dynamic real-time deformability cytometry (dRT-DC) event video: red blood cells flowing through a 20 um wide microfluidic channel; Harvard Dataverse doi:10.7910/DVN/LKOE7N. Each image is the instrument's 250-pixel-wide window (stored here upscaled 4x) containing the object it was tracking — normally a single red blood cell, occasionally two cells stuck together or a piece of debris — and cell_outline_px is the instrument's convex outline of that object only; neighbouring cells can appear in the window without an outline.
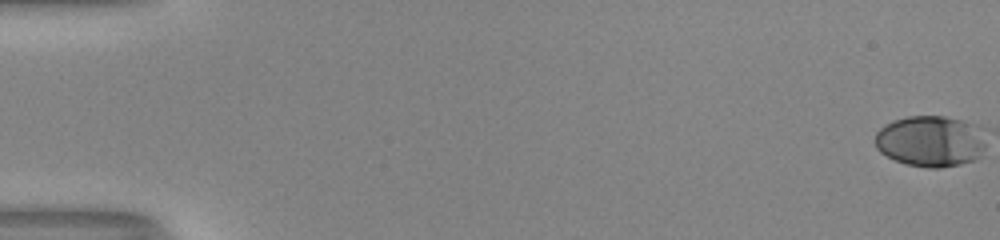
{"species": "human", "species_latin": "Homo sapiens", "temperature_condition": "room temperature", "stored_images_in_passage": 54, "camera_frame_rate_fps": 3000, "um_per_image_px": 0.085, "donor": {"sex": "male"}, "frame": {"image": 1, "passage_image": 1, "time_ms": 0.0, "image_size_px": [1000, 240], "cell_outline_px": [[984, 148], [980, 156], [976, 160], [940, 168], [928, 168], [908, 164], [896, 160], [880, 152], [876, 148], [876, 132], [884, 124], [892, 120], [908, 116], [944, 116], [976, 124], [984, 140]], "centroid_in_image_um": [79.08, 12.0], "position_along_channel_um": 5.9, "area_um2": 32.95}}
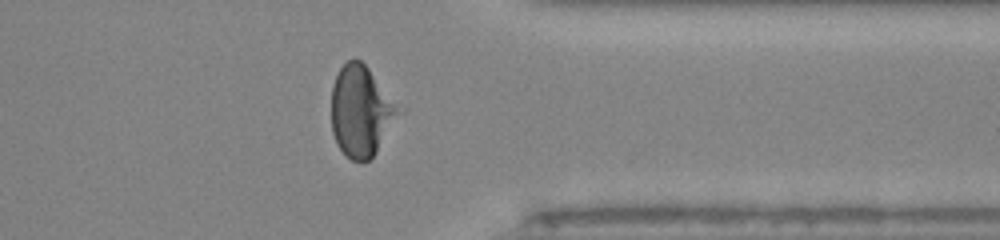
{"frame": {"image": 2, "passage_image": 44, "time_ms": 14.333, "image_size_px": [1000, 240], "cell_outline_px": [[396, 112], [376, 152], [368, 160], [360, 164], [352, 160], [336, 144], [332, 132], [332, 84], [340, 68], [348, 60], [360, 60], [368, 68], [396, 108]], "centroid_in_image_um": [30.56, 9.48], "position_along_channel_um": 380.8, "area_um2": 33.58}}
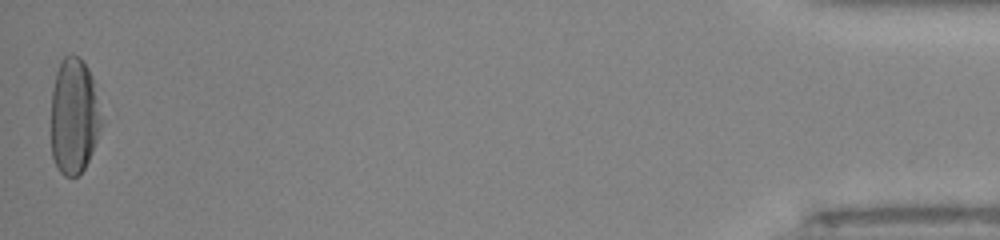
{"frame": {"image": 3, "passage_image": 54, "time_ms": 17.667, "image_size_px": [1000, 240], "cell_outline_px": [[100, 128], [92, 152], [84, 168], [76, 176], [64, 176], [60, 172], [52, 156], [52, 88], [56, 72], [60, 60], [64, 56], [80, 56], [88, 68], [92, 76], [100, 116]], "centroid_in_image_um": [6.27, 9.85], "position_along_channel_um": 428.9, "area_um2": 33.47}, "authors_computed_cell_mechanics": {"area_um2": 33.7263, "velocity_mm_per_s": 4.052, "shape_relaxation_time_tau1_ms": 3.946, "shape_relaxation_time_tau2_ms": null, "deformation_change_tau1": 0.2068, "deformation_change_tau2": null}}